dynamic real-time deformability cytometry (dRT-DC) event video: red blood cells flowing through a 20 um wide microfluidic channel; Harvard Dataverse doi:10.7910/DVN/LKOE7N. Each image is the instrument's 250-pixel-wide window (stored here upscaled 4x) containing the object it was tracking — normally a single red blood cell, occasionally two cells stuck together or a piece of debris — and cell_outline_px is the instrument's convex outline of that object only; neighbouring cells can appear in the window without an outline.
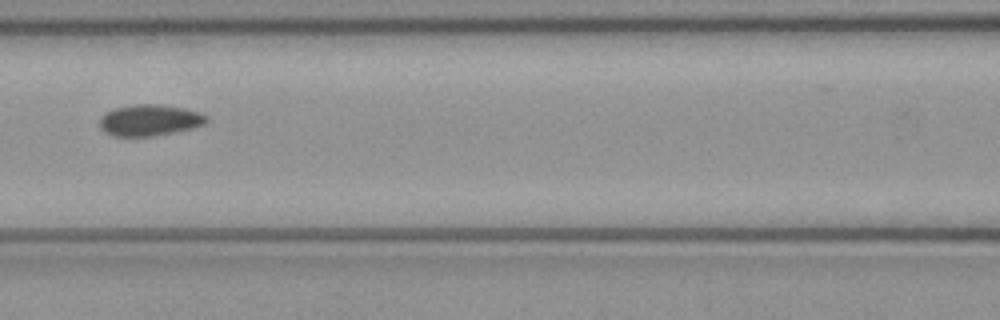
{"species": "common noctule bat (a hibernating species)", "species_latin": "Nyctalus noctula", "temperature_condition": "cold", "stored_images_in_passage": 6, "camera_frame_rate_fps": 3000, "um_per_image_px": 0.085, "animal": {"sex": "female", "body_mass_g": 21.9}, "frame": {"image": 1, "passage_image": 6, "time_ms": 1.667, "image_size_px": [1000, 320], "cell_outline_px": [[208, 120], [204, 124], [192, 128], [152, 136], [112, 136], [104, 132], [100, 128], [100, 116], [116, 108], [136, 104], [156, 104], [180, 108], [200, 112], [208, 116]], "centroid_in_image_um": [12.7, 10.22], "position_along_channel_um": 153.9, "area_um2": 19.25}}